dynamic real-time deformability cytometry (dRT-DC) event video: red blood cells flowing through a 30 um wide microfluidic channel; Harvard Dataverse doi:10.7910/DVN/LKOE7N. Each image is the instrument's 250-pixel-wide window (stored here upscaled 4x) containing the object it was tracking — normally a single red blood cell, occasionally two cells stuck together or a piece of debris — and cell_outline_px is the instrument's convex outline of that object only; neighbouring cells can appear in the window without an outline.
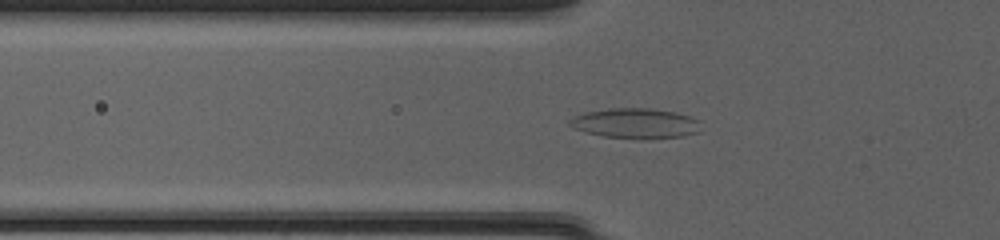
{"species": "common noctule bat (a hibernating species)", "species_latin": "Nyctalus noctula", "temperature_condition": "cold", "stored_images_in_passage": 51, "camera_frame_rate_fps": 3000, "um_per_image_px": 0.085, "animal": {"sex": "female", "body_mass_g": 20.0, "forearm_length_mm": 54.0}, "frame": {"image": 1, "passage_image": 19, "time_ms": 6.0, "image_size_px": [1000, 240], "cell_outline_px": [[700, 132], [684, 136], [640, 140], [604, 136], [584, 132], [572, 128], [568, 124], [568, 120], [572, 116], [584, 112], [608, 108], [652, 108], [676, 112], [700, 120]], "centroid_in_image_um": [54.0, 10.49], "position_along_channel_um": 71.8, "area_um2": 23.64}}
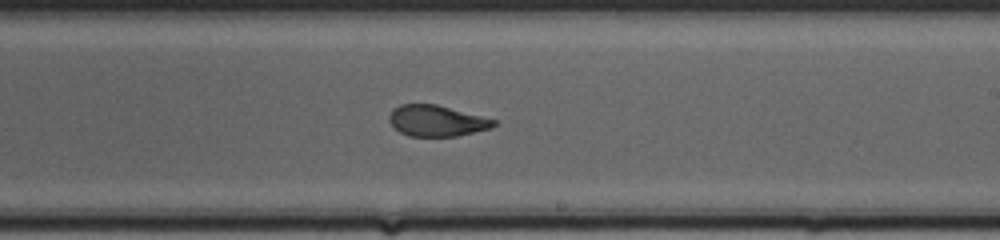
{"frame": {"image": 2, "passage_image": 32, "time_ms": 10.333, "image_size_px": [1000, 240], "cell_outline_px": [[496, 124], [492, 128], [456, 136], [408, 136], [400, 132], [388, 120], [388, 116], [392, 108], [400, 104], [436, 104], [496, 120]], "centroid_in_image_um": [37.08, 10.26], "position_along_channel_um": 251.9, "area_um2": 18.84}}
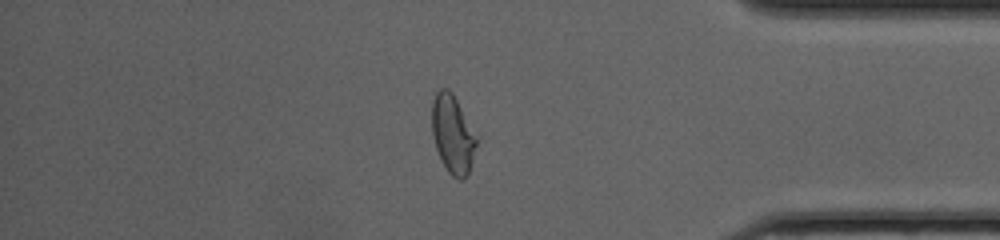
{"frame": {"image": 3, "passage_image": 44, "time_ms": 14.333, "image_size_px": [1000, 240], "cell_outline_px": [[480, 136], [468, 176], [464, 180], [460, 180], [452, 176], [448, 172], [440, 160], [432, 136], [432, 100], [436, 92], [440, 88], [448, 88], [452, 92]], "centroid_in_image_um": [38.52, 11.42], "position_along_channel_um": 396.7, "area_um2": 21.21}, "authors_computed_cell_mechanics": {"area_um2": 21.2126, "velocity_mm_per_s": 4.1598, "shape_relaxation_time_tau1_ms": null, "shape_relaxation_time_tau2_ms": 1.1392, "deformation_change_tau1": null, "deformation_change_tau2": 0.0797}}